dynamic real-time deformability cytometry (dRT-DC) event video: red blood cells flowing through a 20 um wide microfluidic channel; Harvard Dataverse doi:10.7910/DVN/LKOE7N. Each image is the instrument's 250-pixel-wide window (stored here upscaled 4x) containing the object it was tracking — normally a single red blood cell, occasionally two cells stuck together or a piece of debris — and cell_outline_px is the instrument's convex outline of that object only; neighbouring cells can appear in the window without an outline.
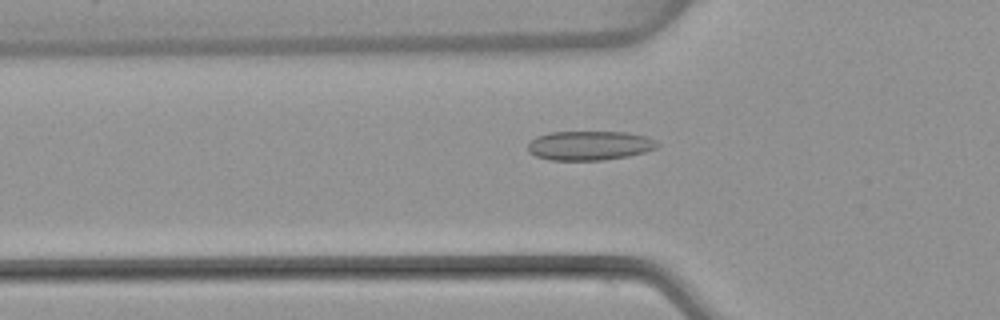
{"species": "common noctule bat (a hibernating species)", "species_latin": "Nyctalus noctula", "temperature_condition": "warm", "stored_images_in_passage": 53, "camera_frame_rate_fps": 3000, "um_per_image_px": 0.085, "animal": {"sex": "female", "body_mass_g": 22.7, "forearm_length_mm": 54.2}, "frame": {"image": 1, "passage_image": 18, "time_ms": 5.667, "image_size_px": [1000, 320], "cell_outline_px": [[660, 144], [656, 148], [644, 152], [628, 156], [604, 160], [548, 160], [536, 156], [528, 152], [528, 144], [536, 136], [548, 132], [628, 132], [648, 136], [656, 140]], "centroid_in_image_um": [50.12, 12.37], "position_along_channel_um": 75.7, "area_um2": 22.31}}
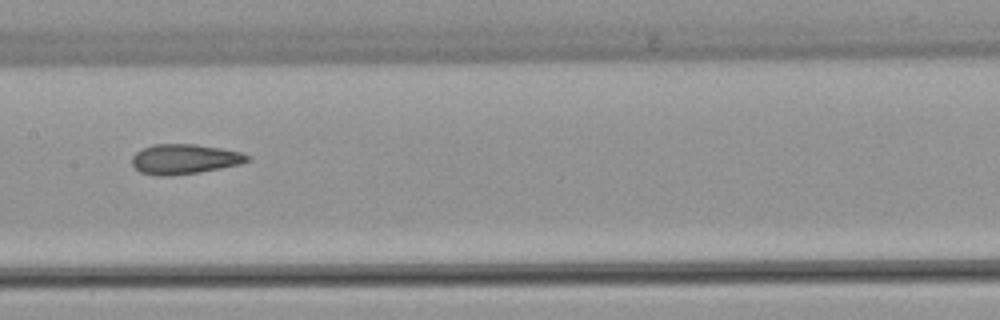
{"frame": {"image": 2, "passage_image": 27, "time_ms": 8.667, "image_size_px": [1000, 320], "cell_outline_px": [[252, 160], [240, 164], [200, 172], [168, 176], [156, 176], [140, 172], [132, 164], [132, 156], [136, 152], [152, 144], [196, 144], [220, 148], [240, 152], [248, 156]], "centroid_in_image_um": [15.67, 13.52], "position_along_channel_um": 191.7, "area_um2": 20.11}}
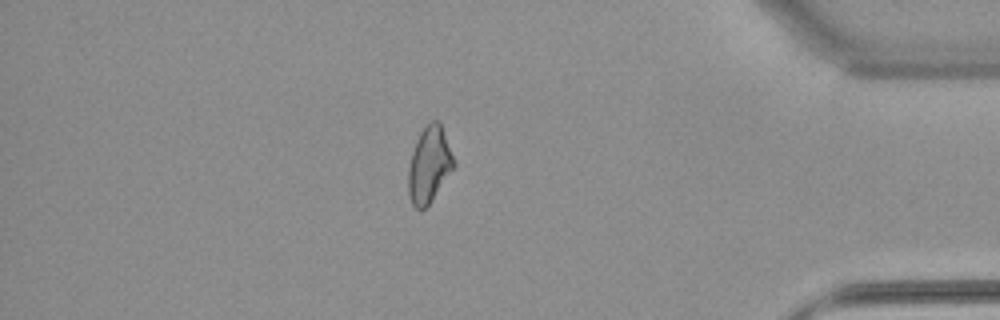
{"frame": {"image": 3, "passage_image": 46, "time_ms": 15.0, "image_size_px": [1000, 320], "cell_outline_px": [[456, 164], [428, 204], [420, 212], [412, 204], [408, 196], [408, 168], [412, 152], [416, 140], [420, 132], [432, 120], [440, 120]], "centroid_in_image_um": [36.47, 13.99], "position_along_channel_um": 398.7, "area_um2": 20.0}, "authors_computed_cell_mechanics": {"area_um2": 20.4612, "velocity_mm_per_s": 3.8443, "shape_relaxation_time_tau1_ms": null, "shape_relaxation_time_tau2_ms": 2.6948, "deformation_change_tau1": null, "deformation_change_tau2": 0.0846}}